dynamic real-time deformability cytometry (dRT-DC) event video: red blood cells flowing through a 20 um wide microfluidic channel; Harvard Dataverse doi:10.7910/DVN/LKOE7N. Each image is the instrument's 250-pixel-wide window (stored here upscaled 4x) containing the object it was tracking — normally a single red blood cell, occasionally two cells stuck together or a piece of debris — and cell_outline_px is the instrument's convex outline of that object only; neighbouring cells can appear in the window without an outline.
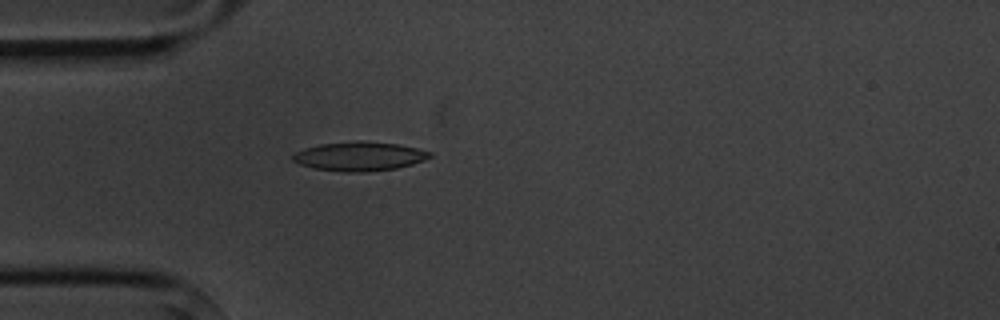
{"species": "common noctule bat (a hibernating species)", "species_latin": "Nyctalus noctula", "temperature_condition": "cold", "stored_images_in_passage": 4, "camera_frame_rate_fps": 3000, "um_per_image_px": 0.085, "animal": {"sex": "male", "body_mass_g": 20.1, "forearm_length_mm": 53.5}, "frame": {"image": 1, "passage_image": 4, "time_ms": 4.667, "image_size_px": [1000, 320], "cell_outline_px": [[432, 156], [424, 160], [412, 164], [396, 168], [364, 172], [344, 172], [312, 168], [300, 164], [292, 160], [292, 156], [296, 152], [304, 148], [320, 144], [356, 140], [360, 140], [396, 144], [416, 148], [432, 152]], "centroid_in_image_um": [30.53, 13.28], "position_along_channel_um": 54.5, "area_um2": 23.24}}